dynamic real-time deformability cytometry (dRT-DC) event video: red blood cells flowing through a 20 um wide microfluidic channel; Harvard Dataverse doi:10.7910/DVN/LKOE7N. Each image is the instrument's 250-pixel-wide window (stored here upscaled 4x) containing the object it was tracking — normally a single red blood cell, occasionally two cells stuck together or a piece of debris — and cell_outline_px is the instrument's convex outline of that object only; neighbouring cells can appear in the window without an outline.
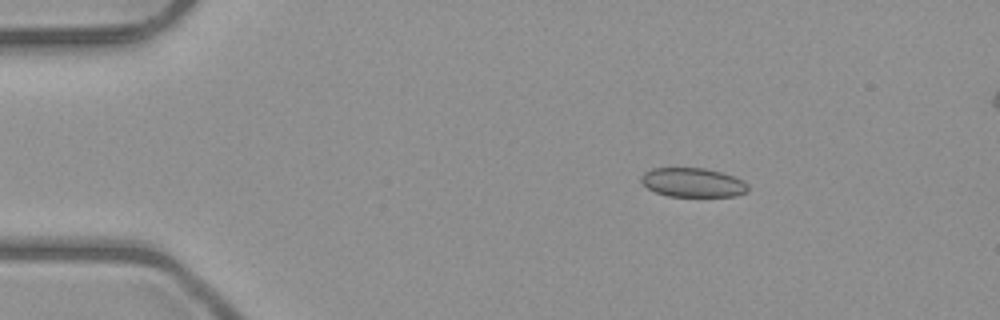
{"species": "common noctule bat (a hibernating species)", "species_latin": "Nyctalus noctula", "temperature_condition": "room temperature", "stored_images_in_passage": 4, "camera_frame_rate_fps": 3000, "um_per_image_px": 0.085, "animal": {"sex": "male", "body_mass_g": 23.1, "forearm_length_mm": 52.7}, "frame": {"image": 1, "passage_image": 1, "time_ms": 0.0, "image_size_px": [1000, 320], "cell_outline_px": [[748, 192], [736, 196], [668, 196], [656, 192], [648, 188], [640, 180], [640, 176], [644, 172], [652, 168], [704, 168], [720, 172], [732, 176], [748, 184]], "centroid_in_image_um": [58.87, 15.51], "position_along_channel_um": 26.1, "area_um2": 18.03}}